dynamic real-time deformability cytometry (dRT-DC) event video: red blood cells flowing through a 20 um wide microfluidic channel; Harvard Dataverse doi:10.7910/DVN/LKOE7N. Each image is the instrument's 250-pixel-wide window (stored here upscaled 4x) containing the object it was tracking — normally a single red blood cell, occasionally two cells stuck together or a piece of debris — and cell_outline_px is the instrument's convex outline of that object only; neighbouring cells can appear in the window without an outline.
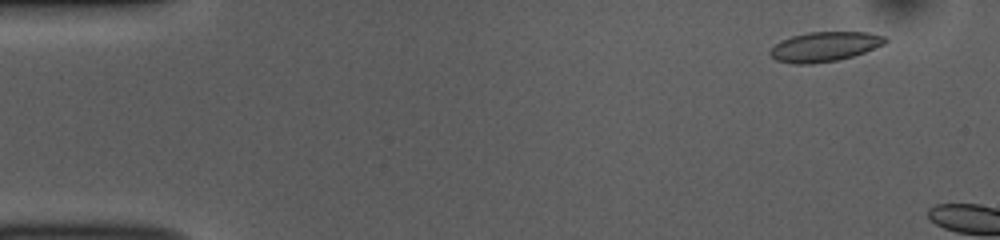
{"species": "common noctule bat (a hibernating species)", "species_latin": "Nyctalus noctula", "temperature_condition": "room temperature", "stored_images_in_passage": 7, "camera_frame_rate_fps": 3000, "um_per_image_px": 0.085, "animal": {"sex": "female", "body_mass_g": 10.0, "forearm_length_mm": 53.1}, "frame": {"image": 1, "passage_image": 4, "time_ms": 1.0, "image_size_px": [1000, 240], "cell_outline_px": [[888, 40], [884, 44], [864, 52], [852, 56], [836, 60], [812, 64], [796, 64], [776, 60], [768, 52], [780, 40], [792, 36], [808, 32], [868, 32], [884, 36]], "centroid_in_image_um": [70.08, 3.96], "position_along_channel_um": 14.9, "area_um2": 19.77}}